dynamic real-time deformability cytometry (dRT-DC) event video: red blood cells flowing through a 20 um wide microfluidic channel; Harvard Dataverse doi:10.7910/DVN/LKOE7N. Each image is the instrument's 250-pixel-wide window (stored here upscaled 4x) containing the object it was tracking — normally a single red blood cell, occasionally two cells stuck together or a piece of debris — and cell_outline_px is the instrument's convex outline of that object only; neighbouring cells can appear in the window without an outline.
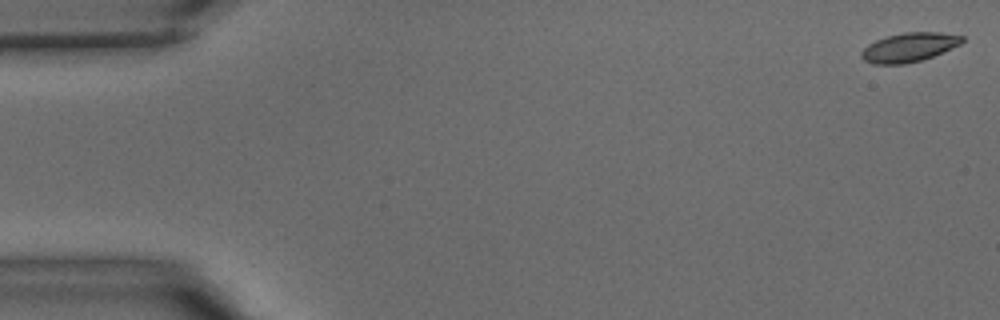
{"species": "common noctule bat (a hibernating species)", "species_latin": "Nyctalus noctula", "temperature_condition": "warm", "stored_images_in_passage": 41, "camera_frame_rate_fps": 3000, "um_per_image_px": 0.085, "animal": {"sex": "male", "body_mass_g": 15.6}, "frame": {"image": 1, "passage_image": 1, "time_ms": 0.0, "image_size_px": [1000, 320], "cell_outline_px": [[964, 40], [960, 44], [932, 56], [920, 60], [904, 64], [872, 64], [864, 60], [860, 56], [860, 52], [868, 44], [876, 40], [888, 36], [904, 32], [940, 32], [964, 36]], "centroid_in_image_um": [77.24, 4.02], "position_along_channel_um": 7.8, "area_um2": 16.94}}
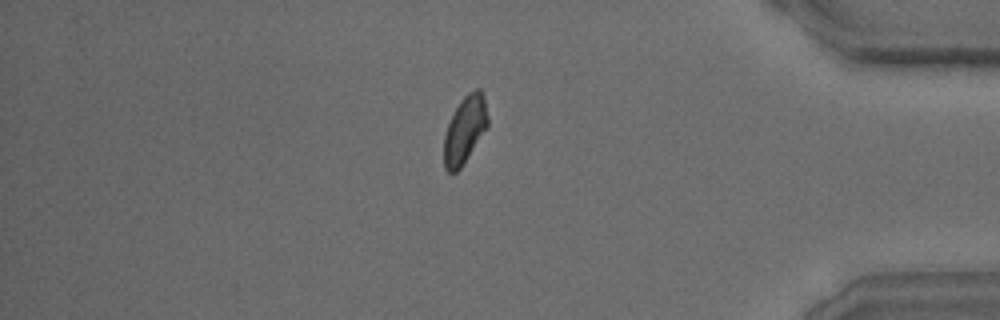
{"frame": {"image": 2, "passage_image": 35, "time_ms": 11.333, "image_size_px": [1000, 320], "cell_outline_px": [[488, 128], [460, 168], [456, 172], [448, 172], [444, 168], [444, 136], [448, 124], [460, 100], [468, 92], [476, 88], [480, 88], [484, 96], [488, 116]], "centroid_in_image_um": [39.53, 11.01], "position_along_channel_um": 395.7, "area_um2": 17.22}}
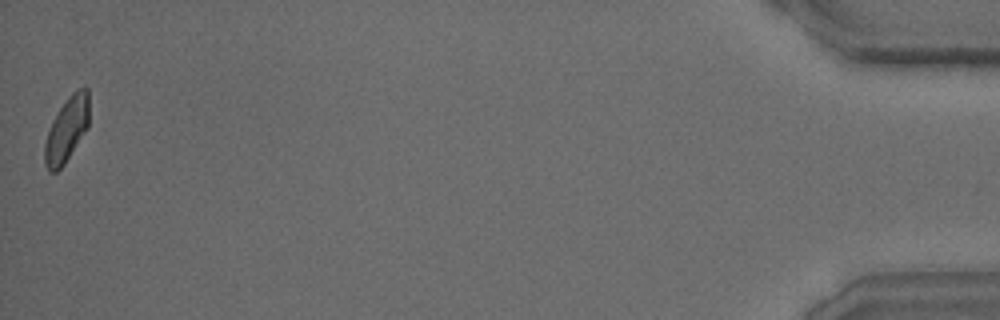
{"frame": {"image": 3, "passage_image": 41, "time_ms": 13.333, "image_size_px": [1000, 320], "cell_outline_px": [[88, 128], [64, 164], [56, 172], [48, 172], [44, 164], [44, 144], [52, 120], [68, 96], [72, 92], [84, 84], [88, 88]], "centroid_in_image_um": [5.67, 11.0], "position_along_channel_um": 429.5, "area_um2": 16.88}}